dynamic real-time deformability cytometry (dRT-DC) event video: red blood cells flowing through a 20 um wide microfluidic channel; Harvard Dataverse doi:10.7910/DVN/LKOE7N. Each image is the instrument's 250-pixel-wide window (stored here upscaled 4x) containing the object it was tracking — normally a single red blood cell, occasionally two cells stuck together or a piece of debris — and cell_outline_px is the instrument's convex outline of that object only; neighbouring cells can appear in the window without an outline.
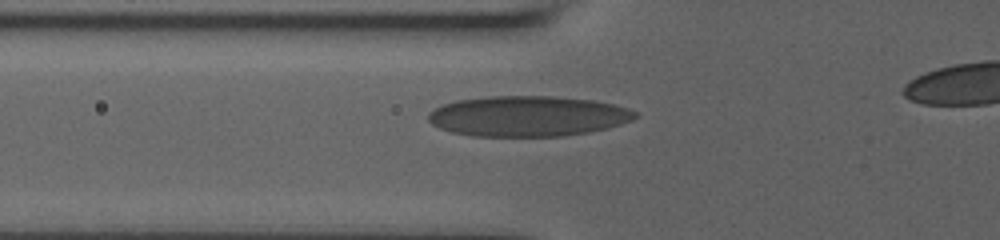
{"species": "human", "species_latin": "Homo sapiens", "temperature_condition": "room temperature", "stored_images_in_passage": 29, "camera_frame_rate_fps": 3000, "um_per_image_px": 0.085, "donor": {"sex": "male"}, "frame": {"image": 1, "passage_image": 2, "time_ms": 0.333, "image_size_px": [1000, 240], "cell_outline_px": [[640, 116], [632, 120], [608, 128], [588, 132], [560, 136], [472, 136], [452, 132], [440, 128], [432, 124], [428, 120], [428, 112], [444, 104], [456, 100], [488, 96], [552, 96], [592, 100], [612, 104], [628, 108], [636, 112]], "centroid_in_image_um": [44.86, 9.87], "position_along_channel_um": 80.9, "area_um2": 48.78}}
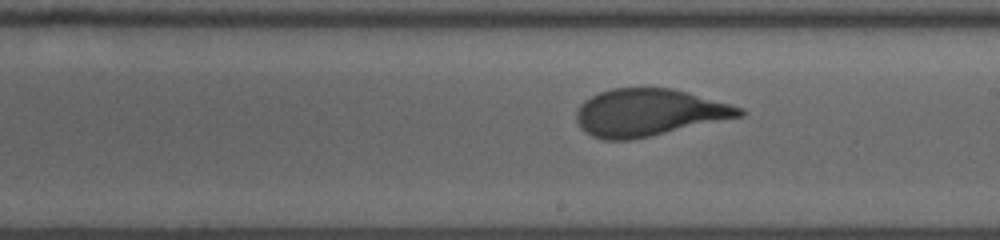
{"frame": {"image": 2, "passage_image": 14, "time_ms": 4.333, "image_size_px": [1000, 240], "cell_outline_px": [[748, 112], [744, 116], [648, 136], [628, 140], [604, 140], [592, 136], [580, 128], [576, 120], [576, 112], [580, 104], [584, 100], [600, 92], [612, 88], [672, 88], [688, 92], [744, 108]], "centroid_in_image_um": [55.15, 9.56], "position_along_channel_um": 233.8, "area_um2": 44.74}}
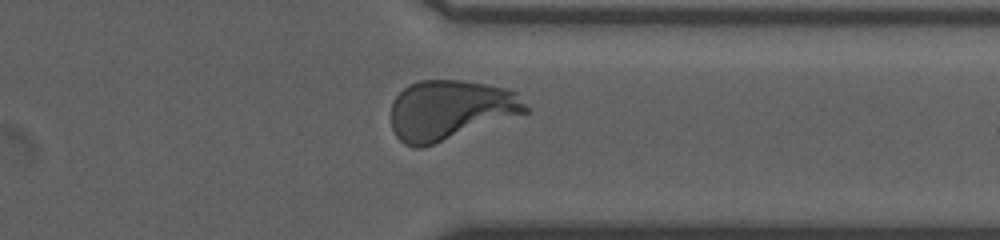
{"frame": {"image": 3, "passage_image": 25, "time_ms": 8.0, "image_size_px": [1000, 240], "cell_outline_px": [[528, 112], [420, 148], [416, 148], [404, 144], [396, 136], [392, 128], [392, 104], [396, 96], [408, 84], [420, 80], [464, 80], [488, 84], [508, 88], [516, 92], [528, 108]], "centroid_in_image_um": [38.25, 9.32], "position_along_channel_um": 373.1, "area_um2": 46.53}, "authors_computed_cell_mechanics": {"area_um2": 45.1996, "velocity_mm_per_s": 3.8153, "shape_relaxation_time_tau1_ms": 6.5486, "shape_relaxation_time_tau2_ms": null, "deformation_change_tau1": 0.2522, "deformation_change_tau2": null}}